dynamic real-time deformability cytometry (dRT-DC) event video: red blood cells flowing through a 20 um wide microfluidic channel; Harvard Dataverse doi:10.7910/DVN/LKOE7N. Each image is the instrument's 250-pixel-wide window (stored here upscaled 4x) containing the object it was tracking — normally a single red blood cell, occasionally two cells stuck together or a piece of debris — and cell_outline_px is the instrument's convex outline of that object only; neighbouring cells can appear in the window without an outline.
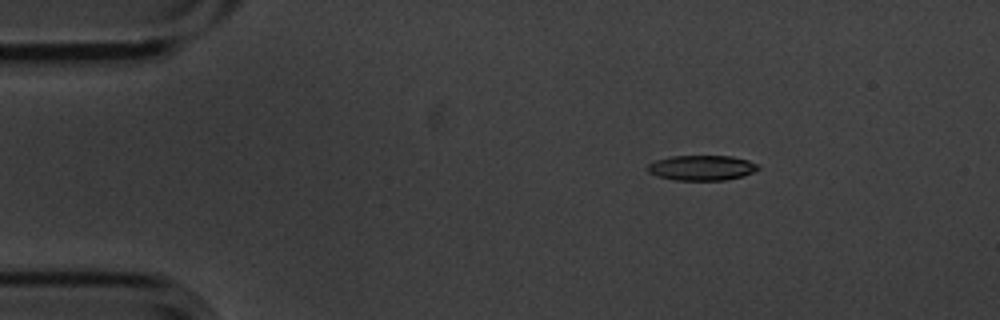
{"species": "common noctule bat (a hibernating species)", "species_latin": "Nyctalus noctula", "temperature_condition": "cold", "stored_images_in_passage": 5, "camera_frame_rate_fps": 3000, "um_per_image_px": 0.085, "animal": {"sex": "male", "body_mass_g": 20.1, "forearm_length_mm": 53.5}, "frame": {"image": 1, "passage_image": 3, "time_ms": 0.667, "image_size_px": [1000, 320], "cell_outline_px": [[760, 168], [744, 176], [724, 180], [676, 180], [656, 176], [648, 172], [648, 164], [656, 160], [672, 156], [732, 156], [748, 160], [756, 164]], "centroid_in_image_um": [59.64, 14.26], "position_along_channel_um": 25.4, "area_um2": 16.13}}